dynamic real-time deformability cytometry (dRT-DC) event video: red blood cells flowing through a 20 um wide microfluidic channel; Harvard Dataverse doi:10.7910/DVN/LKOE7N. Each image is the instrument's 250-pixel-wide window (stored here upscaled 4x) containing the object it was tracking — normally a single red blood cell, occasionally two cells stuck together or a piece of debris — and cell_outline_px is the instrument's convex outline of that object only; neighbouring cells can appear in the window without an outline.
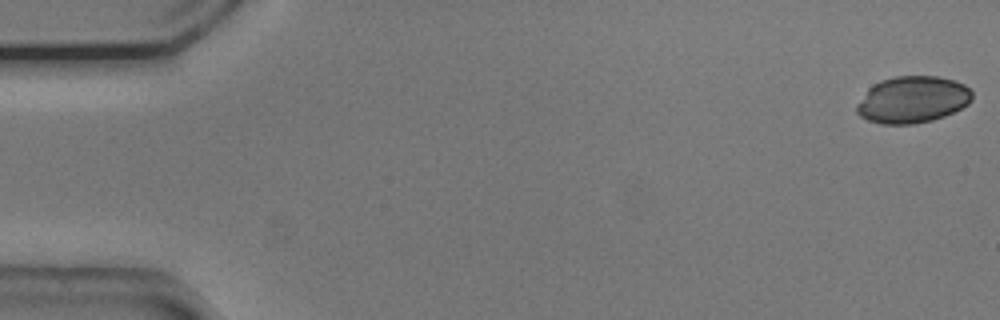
{"species": "common noctule bat (a hibernating species)", "species_latin": "Nyctalus noctula", "temperature_condition": "cold", "stored_images_in_passage": 54, "camera_frame_rate_fps": 3000, "um_per_image_px": 0.085, "animal": {"sex": "male", "body_mass_g": 20.5, "forearm_length_mm": 52.5}, "frame": {"image": 1, "passage_image": 1, "time_ms": 0.0, "image_size_px": [1000, 320], "cell_outline_px": [[972, 100], [968, 104], [944, 116], [932, 120], [912, 124], [880, 124], [868, 120], [860, 116], [856, 112], [856, 104], [868, 88], [872, 84], [880, 80], [896, 76], [936, 76], [952, 80], [964, 84], [972, 92]], "centroid_in_image_um": [77.52, 8.47], "position_along_channel_um": 7.5, "area_um2": 31.5}}
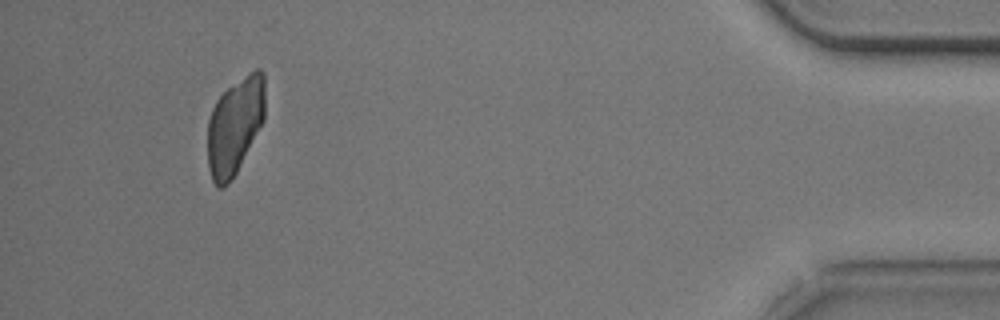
{"frame": {"image": 2, "passage_image": 50, "time_ms": 16.333, "image_size_px": [1000, 320], "cell_outline_px": [[264, 120], [236, 172], [228, 184], [224, 188], [216, 188], [212, 180], [208, 164], [208, 120], [212, 108], [216, 100], [228, 88], [256, 68], [260, 68], [264, 72]], "centroid_in_image_um": [19.95, 10.71], "position_along_channel_um": 415.2, "area_um2": 32.14}}